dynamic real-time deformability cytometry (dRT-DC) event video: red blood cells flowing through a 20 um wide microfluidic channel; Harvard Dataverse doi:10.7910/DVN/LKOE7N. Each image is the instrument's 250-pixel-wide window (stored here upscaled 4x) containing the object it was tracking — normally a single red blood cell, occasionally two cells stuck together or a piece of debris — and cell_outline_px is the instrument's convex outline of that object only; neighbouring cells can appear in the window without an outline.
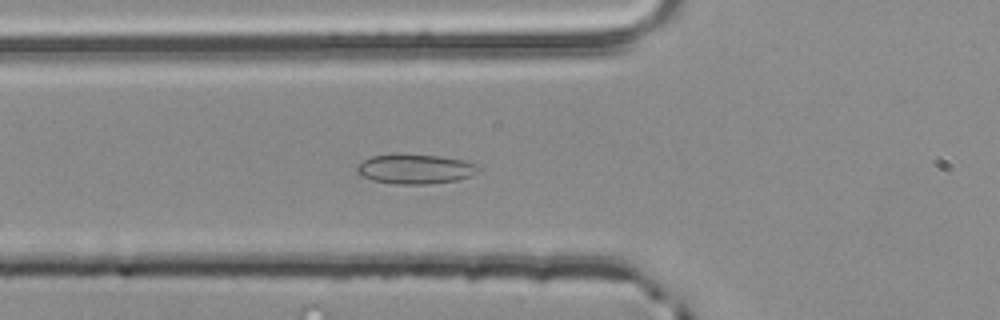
{"species": "common noctule bat (a hibernating species)", "species_latin": "Nyctalus noctula", "temperature_condition": "room temperature", "stored_images_in_passage": 42, "camera_frame_rate_fps": 3000, "um_per_image_px": 0.085, "animal": {"sex": "male", "body_mass_g": 20.4}, "frame": {"image": 1, "passage_image": 13, "time_ms": 4.0, "image_size_px": [1000, 320], "cell_outline_px": [[484, 168], [480, 172], [472, 176], [456, 180], [428, 184], [396, 184], [372, 180], [360, 176], [356, 172], [356, 168], [364, 160], [372, 156], [396, 152], [440, 156], [464, 160], [476, 164]], "centroid_in_image_um": [35.32, 14.34], "position_along_channel_um": 90.5, "area_um2": 21.62}}
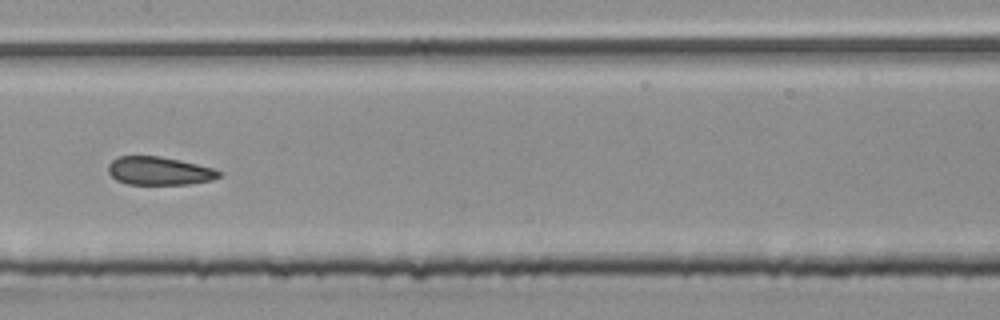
{"frame": {"image": 2, "passage_image": 21, "time_ms": 6.667, "image_size_px": [1000, 320], "cell_outline_px": [[220, 176], [212, 180], [188, 184], [128, 184], [116, 180], [108, 172], [108, 164], [112, 160], [120, 156], [160, 156], [180, 160], [212, 168], [220, 172]], "centroid_in_image_um": [13.5, 14.52], "position_along_channel_um": 193.9, "area_um2": 18.09}}
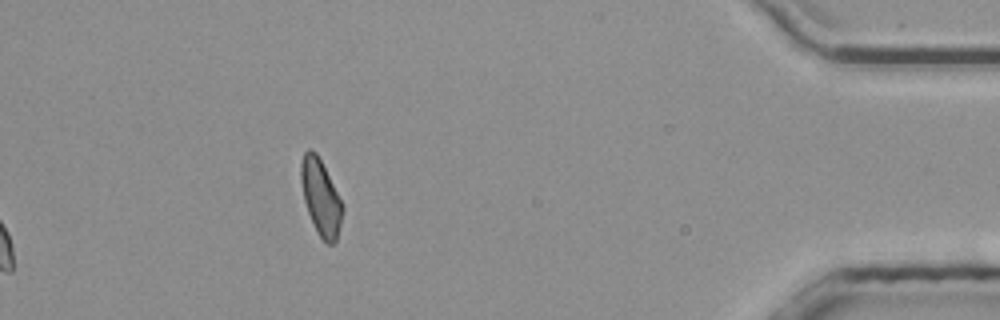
{"frame": {"image": 3, "passage_image": 42, "time_ms": 13.667, "image_size_px": [1000, 320], "cell_outline_px": [[344, 208], [336, 244], [328, 244], [316, 232], [308, 212], [304, 200], [300, 180], [300, 164], [304, 152], [308, 148], [312, 148], [316, 152], [344, 204]], "centroid_in_image_um": [27.27, 16.77], "position_along_channel_um": 407.9, "area_um2": 18.55}, "authors_computed_cell_mechanics": {"area_um2": 18.9873, "velocity_mm_per_s": 3.8535, "shape_relaxation_time_tau1_ms": null, "shape_relaxation_time_tau2_ms": 2.681, "deformation_change_tau1": null, "deformation_change_tau2": 0.1106}}